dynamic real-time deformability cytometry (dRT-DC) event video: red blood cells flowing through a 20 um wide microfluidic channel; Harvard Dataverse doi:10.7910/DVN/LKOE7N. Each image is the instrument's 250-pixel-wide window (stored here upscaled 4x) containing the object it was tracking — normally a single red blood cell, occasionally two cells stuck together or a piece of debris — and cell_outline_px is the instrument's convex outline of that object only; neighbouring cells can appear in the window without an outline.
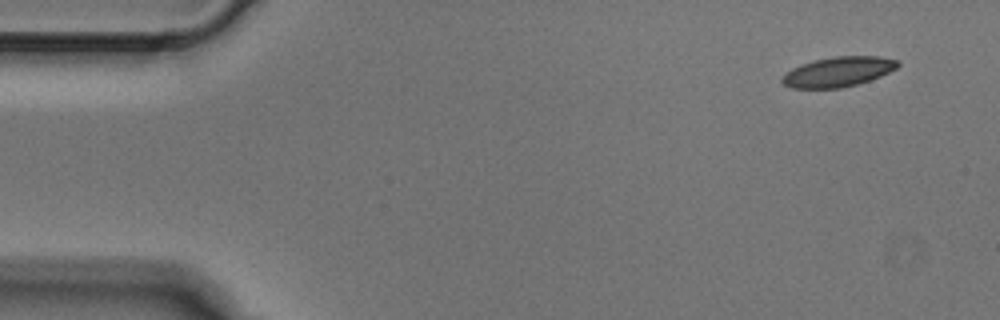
{"species": "Egyptian fruit bat (a non-hibernating species)", "species_latin": "Rousettus aegyptiacus", "temperature_condition": "cold", "stored_images_in_passage": 4, "segment_of_instrument_passage": [1, 2], "camera_frame_rate_fps": 3000, "um_per_image_px": 0.085, "animal": {"sex": "male"}, "frame": {"image": 1, "passage_image": 1, "time_ms": 0.0, "image_size_px": [1000, 320], "cell_outline_px": [[900, 64], [896, 68], [880, 76], [856, 84], [840, 88], [792, 88], [784, 84], [780, 80], [792, 68], [800, 64], [812, 60], [836, 56], [880, 56], [900, 60]], "centroid_in_image_um": [71.25, 6.08], "position_along_channel_um": 13.7, "area_um2": 20.06}}
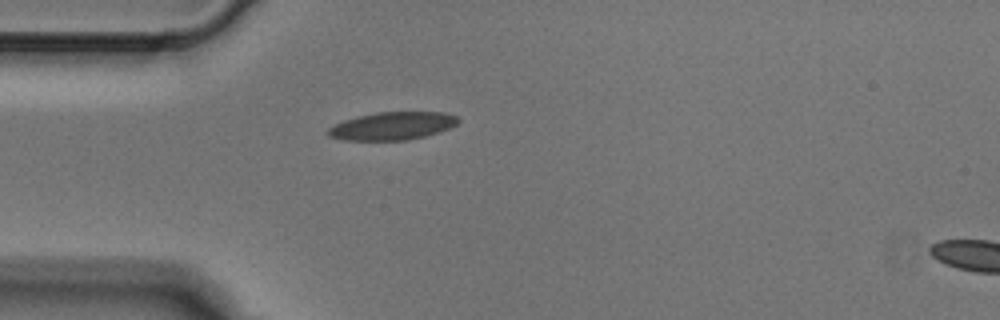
{"frame": {"image": 2, "passage_image": 3, "time_ms": 0.667, "image_size_px": [1000, 320], "cell_outline_px": [[460, 120], [456, 124], [440, 132], [408, 140], [344, 140], [328, 136], [328, 128], [344, 120], [356, 116], [376, 112], [444, 112], [456, 116]], "centroid_in_image_um": [33.35, 10.7], "position_along_channel_um": 51.7, "area_um2": 21.1}}